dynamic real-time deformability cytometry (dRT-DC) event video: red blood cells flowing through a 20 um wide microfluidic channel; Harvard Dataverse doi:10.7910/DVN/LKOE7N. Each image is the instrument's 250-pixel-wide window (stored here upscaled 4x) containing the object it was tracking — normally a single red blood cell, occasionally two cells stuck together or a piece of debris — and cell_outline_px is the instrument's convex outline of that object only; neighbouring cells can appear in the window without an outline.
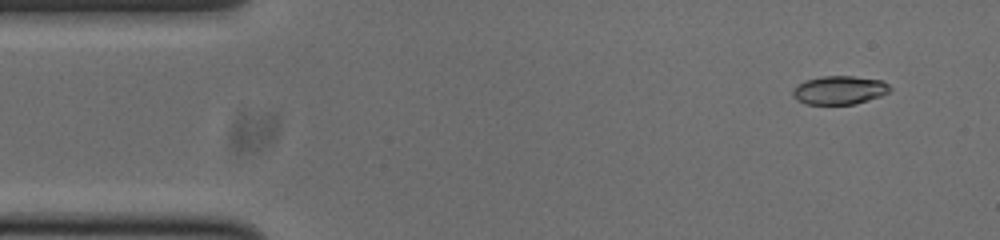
{"species": "common noctule bat (a hibernating species)", "species_latin": "Nyctalus noctula", "temperature_condition": "cold", "stored_images_in_passage": 51, "camera_frame_rate_fps": 3000, "um_per_image_px": 0.085, "animal": {"sex": "male", "body_mass_g": 20.0, "forearm_length_mm": 53.3}, "frame": {"image": 1, "passage_image": 2, "time_ms": 0.333, "image_size_px": [1000, 240], "cell_outline_px": [[892, 88], [888, 92], [880, 96], [856, 104], [808, 104], [796, 100], [792, 96], [792, 92], [796, 84], [804, 80], [820, 76], [852, 76], [884, 80]], "centroid_in_image_um": [71.33, 7.65], "position_along_channel_um": 13.7, "area_um2": 16.36}}
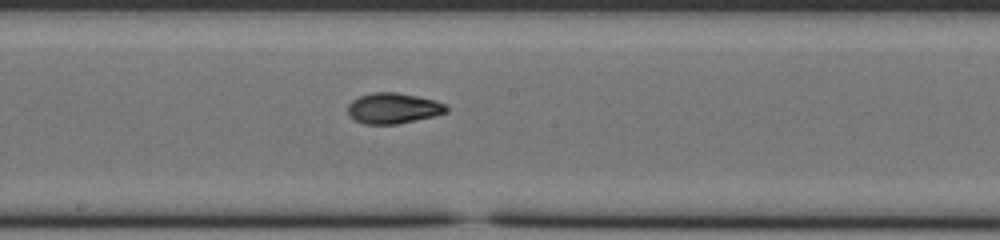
{"frame": {"image": 2, "passage_image": 25, "time_ms": 8.0, "image_size_px": [1000, 240], "cell_outline_px": [[448, 112], [432, 116], [396, 124], [364, 124], [348, 116], [348, 104], [352, 100], [360, 96], [372, 92], [396, 92], [436, 100], [448, 104]], "centroid_in_image_um": [33.43, 9.19], "position_along_channel_um": 214.8, "area_um2": 17.63}}
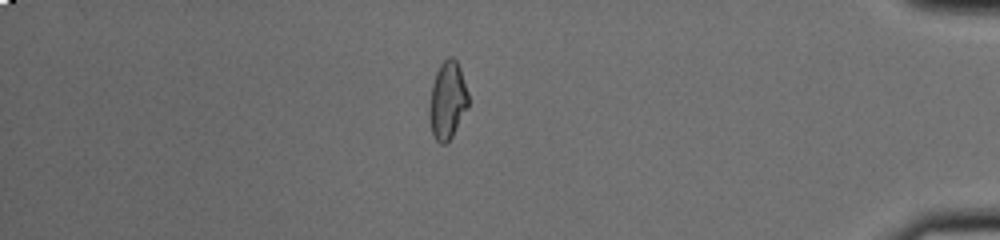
{"frame": {"image": 3, "passage_image": 43, "time_ms": 14.0, "image_size_px": [1000, 240], "cell_outline_px": [[468, 108], [452, 136], [444, 144], [440, 144], [436, 140], [432, 132], [428, 116], [428, 108], [432, 84], [436, 72], [440, 64], [448, 56], [452, 56], [456, 60], [460, 68], [468, 92]], "centroid_in_image_um": [38.02, 8.52], "position_along_channel_um": 397.2, "area_um2": 17.74}, "authors_computed_cell_mechanics": {"area_um2": 17.2822, "velocity_mm_per_s": 3.7912, "shape_relaxation_time_tau1_ms": 4.9301, "shape_relaxation_time_tau2_ms": 1.8256, "deformation_change_tau1": 0.1688, "deformation_change_tau2": 0.0679}}